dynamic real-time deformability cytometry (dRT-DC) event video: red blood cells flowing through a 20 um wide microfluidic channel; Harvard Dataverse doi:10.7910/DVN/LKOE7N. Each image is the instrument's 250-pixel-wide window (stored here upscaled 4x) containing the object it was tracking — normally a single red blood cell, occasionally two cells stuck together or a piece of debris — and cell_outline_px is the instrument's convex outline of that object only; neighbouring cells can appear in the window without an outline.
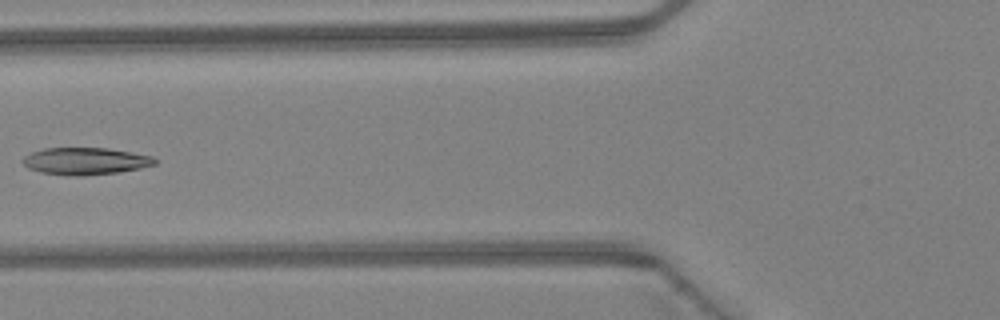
{"species": "Egyptian fruit bat (a non-hibernating species)", "species_latin": "Rousettus aegyptiacus", "temperature_condition": "warm", "stored_images_in_passage": 6, "camera_frame_rate_fps": 3000, "um_per_image_px": 0.085, "animal": {"sex": "female"}, "frame": {"image": 1, "passage_image": 6, "time_ms": 1.667, "image_size_px": [1000, 320], "cell_outline_px": [[156, 164], [140, 168], [116, 172], [80, 176], [68, 176], [40, 172], [28, 168], [20, 160], [24, 156], [32, 152], [44, 148], [108, 148], [152, 156], [156, 160]], "centroid_in_image_um": [7.21, 13.69], "position_along_channel_um": 118.6, "area_um2": 20.81}}